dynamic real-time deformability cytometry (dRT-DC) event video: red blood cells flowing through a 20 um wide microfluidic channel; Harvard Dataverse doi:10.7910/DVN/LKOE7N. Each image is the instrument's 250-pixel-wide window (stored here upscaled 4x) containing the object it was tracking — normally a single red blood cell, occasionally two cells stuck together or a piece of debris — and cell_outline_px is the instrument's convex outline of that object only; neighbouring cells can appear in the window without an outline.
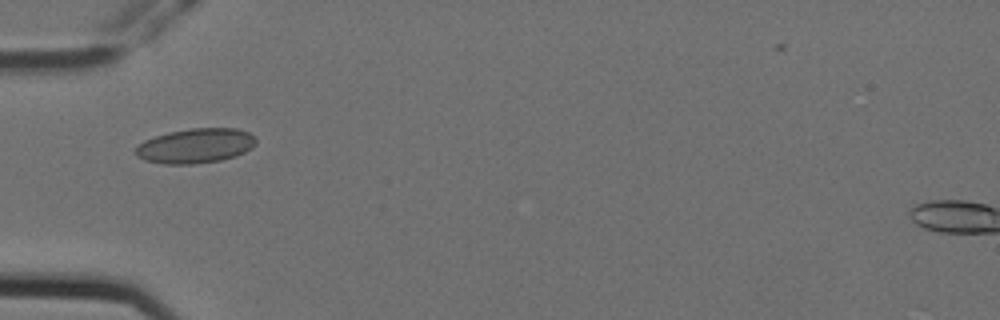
{"species": "Egyptian fruit bat (a non-hibernating species)", "species_latin": "Rousettus aegyptiacus", "temperature_condition": "cold", "stored_images_in_passage": 6, "camera_frame_rate_fps": 3000, "um_per_image_px": 0.085, "animal": {"sex": "female"}, "frame": {"image": 1, "passage_image": 6, "time_ms": 1.667, "image_size_px": [1000, 320], "cell_outline_px": [[256, 144], [252, 148], [236, 156], [220, 160], [192, 164], [164, 164], [144, 160], [136, 156], [132, 152], [144, 140], [168, 132], [192, 128], [236, 128], [248, 132], [256, 136]], "centroid_in_image_um": [16.62, 12.39], "position_along_channel_um": 68.4, "area_um2": 24.51}}